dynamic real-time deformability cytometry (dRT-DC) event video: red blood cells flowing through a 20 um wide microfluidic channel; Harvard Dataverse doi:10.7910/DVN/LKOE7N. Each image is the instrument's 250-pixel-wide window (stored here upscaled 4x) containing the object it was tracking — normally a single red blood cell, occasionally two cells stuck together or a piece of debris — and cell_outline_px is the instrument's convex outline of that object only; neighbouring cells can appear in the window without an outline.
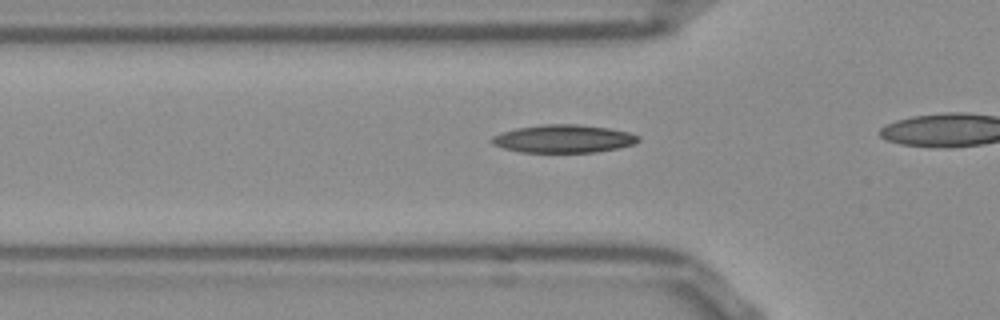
{"species": "Egyptian fruit bat (a non-hibernating species)", "species_latin": "Rousettus aegyptiacus", "temperature_condition": "room temperature", "stored_images_in_passage": 36, "camera_frame_rate_fps": 3000, "um_per_image_px": 0.085, "frame": {"image": 1, "passage_image": 12, "time_ms": 3.667, "image_size_px": [1000, 320], "cell_outline_px": [[640, 140], [636, 144], [596, 152], [520, 152], [504, 148], [492, 144], [488, 140], [492, 136], [500, 132], [516, 128], [544, 124], [580, 124], [608, 128], [628, 132], [640, 136]], "centroid_in_image_um": [47.87, 11.79], "position_along_channel_um": 77.9, "area_um2": 24.04}}
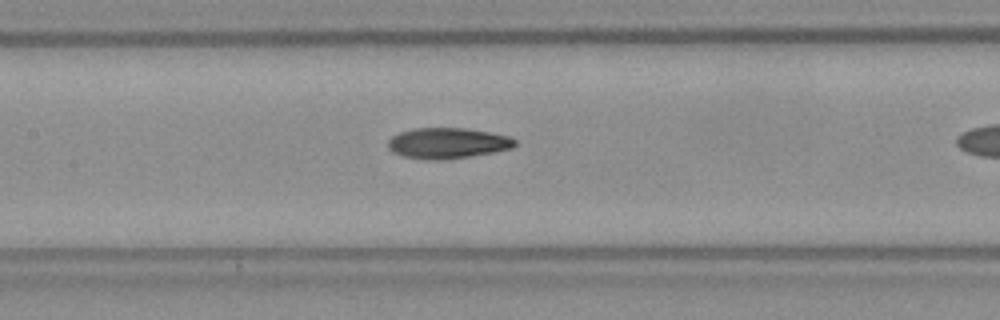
{"frame": {"image": 2, "passage_image": 19, "time_ms": 6.0, "image_size_px": [1000, 320], "cell_outline_px": [[516, 144], [512, 148], [492, 152], [468, 156], [440, 160], [404, 156], [392, 152], [388, 148], [388, 140], [392, 136], [400, 132], [412, 128], [468, 128], [508, 136], [516, 140]], "centroid_in_image_um": [38.02, 12.15], "position_along_channel_um": 169.4, "area_um2": 22.43}}
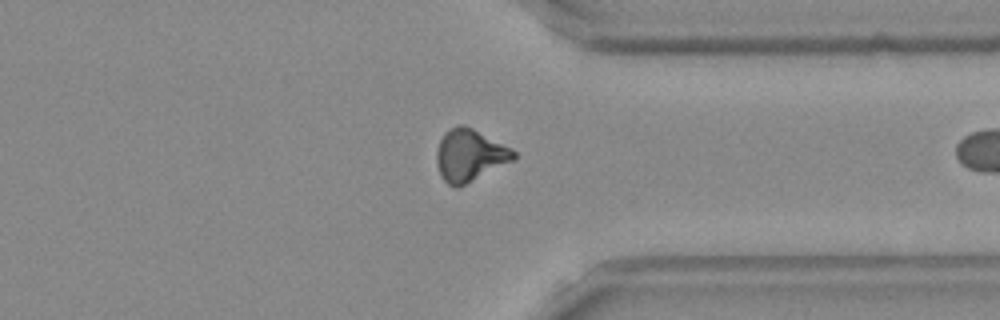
{"frame": {"image": 3, "passage_image": 35, "time_ms": 11.333, "image_size_px": [1000, 320], "cell_outline_px": [[516, 156], [512, 160], [456, 188], [448, 184], [440, 176], [436, 164], [436, 152], [440, 140], [444, 132], [456, 124], [464, 124], [512, 148], [516, 152]], "centroid_in_image_um": [39.87, 13.17], "position_along_channel_um": 371.5, "area_um2": 23.12}}